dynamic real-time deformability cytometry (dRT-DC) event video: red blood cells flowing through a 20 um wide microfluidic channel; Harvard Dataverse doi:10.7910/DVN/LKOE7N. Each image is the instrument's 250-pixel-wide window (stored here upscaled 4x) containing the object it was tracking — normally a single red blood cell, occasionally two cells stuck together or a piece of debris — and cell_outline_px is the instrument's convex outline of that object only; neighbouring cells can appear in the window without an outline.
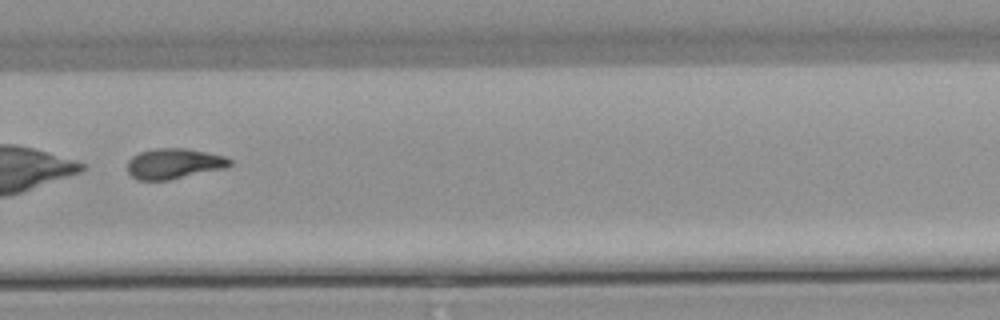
{"species": "common noctule bat (a hibernating species)", "species_latin": "Nyctalus noctula", "temperature_condition": "warm", "stored_images_in_passage": 51, "camera_frame_rate_fps": 3000, "um_per_image_px": 0.085, "animal": {"sex": "male", "body_mass_g": 21.5, "forearm_length_mm": 52.0}, "frame": {"image": 1, "passage_image": 35, "time_ms": 11.333, "image_size_px": [1000, 320], "cell_outline_px": [[232, 164], [228, 168], [168, 180], [136, 180], [128, 172], [128, 160], [132, 156], [140, 152], [156, 148], [184, 148], [224, 156], [232, 160]], "centroid_in_image_um": [14.8, 13.92], "position_along_channel_um": 315.0, "area_um2": 18.21}}